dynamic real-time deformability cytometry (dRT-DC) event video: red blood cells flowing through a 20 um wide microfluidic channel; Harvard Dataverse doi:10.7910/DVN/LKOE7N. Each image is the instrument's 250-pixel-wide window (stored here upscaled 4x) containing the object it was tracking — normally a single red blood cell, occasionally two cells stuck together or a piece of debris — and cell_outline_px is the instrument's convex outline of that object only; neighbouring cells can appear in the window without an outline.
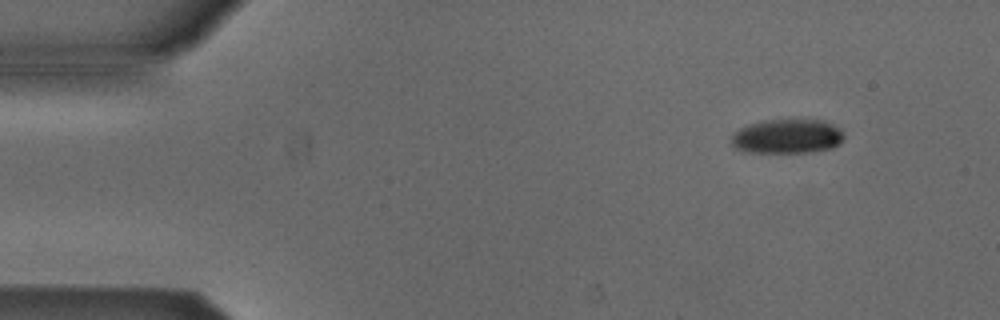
{"species": "Egyptian fruit bat (a non-hibernating species)", "species_latin": "Rousettus aegyptiacus", "temperature_condition": "cold", "stored_images_in_passage": 48, "camera_frame_rate_fps": 3000, "um_per_image_px": 0.085, "animal": {"sex": "male"}, "frame": {"image": 1, "passage_image": 1, "time_ms": 0.0, "image_size_px": [1000, 320], "cell_outline_px": [[844, 140], [840, 144], [832, 148], [812, 152], [744, 152], [736, 148], [732, 144], [732, 136], [740, 128], [748, 124], [764, 120], [824, 120], [840, 128], [844, 136]], "centroid_in_image_um": [66.95, 11.59], "position_along_channel_um": 18.1, "area_um2": 22.6}}
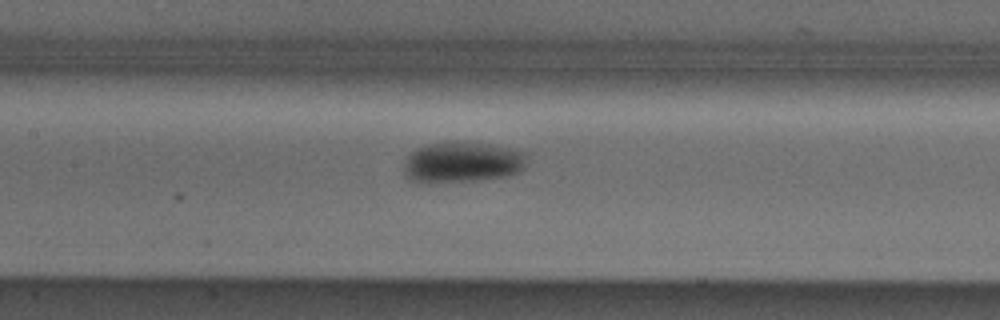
{"frame": {"image": 2, "passage_image": 20, "time_ms": 6.333, "image_size_px": [1000, 320], "cell_outline_px": [[524, 168], [516, 172], [504, 176], [484, 180], [432, 184], [428, 184], [412, 180], [404, 172], [404, 160], [412, 152], [428, 144], [464, 140], [488, 144], [524, 152]], "centroid_in_image_um": [39.24, 13.81], "position_along_channel_um": 168.2, "area_um2": 29.36}}
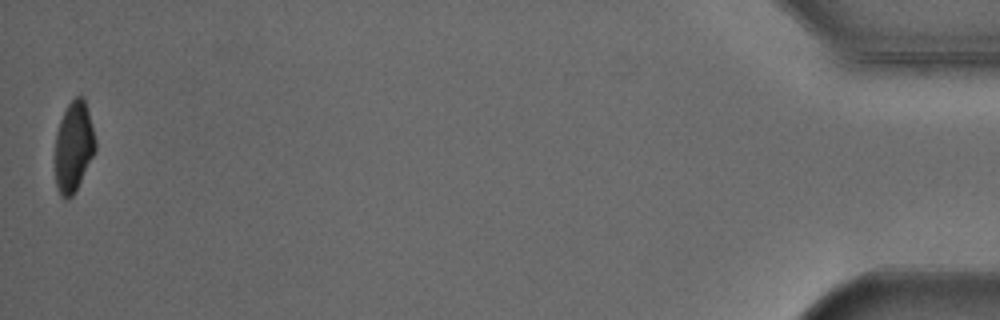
{"frame": {"image": 3, "passage_image": 48, "time_ms": 15.667, "image_size_px": [1000, 320], "cell_outline_px": [[96, 148], [72, 196], [68, 200], [60, 196], [56, 184], [56, 132], [60, 120], [68, 104], [76, 96], [80, 96], [84, 100], [88, 112], [96, 140]], "centroid_in_image_um": [6.25, 12.46], "position_along_channel_um": 429.0, "area_um2": 20.63}, "authors_computed_cell_mechanics": {"area_um2": 25.6343, "velocity_mm_per_s": 3.864, "shape_relaxation_time_tau1_ms": 2.4914, "shape_relaxation_time_tau2_ms": null, "deformation_change_tau1": 0.1151, "deformation_change_tau2": null}}